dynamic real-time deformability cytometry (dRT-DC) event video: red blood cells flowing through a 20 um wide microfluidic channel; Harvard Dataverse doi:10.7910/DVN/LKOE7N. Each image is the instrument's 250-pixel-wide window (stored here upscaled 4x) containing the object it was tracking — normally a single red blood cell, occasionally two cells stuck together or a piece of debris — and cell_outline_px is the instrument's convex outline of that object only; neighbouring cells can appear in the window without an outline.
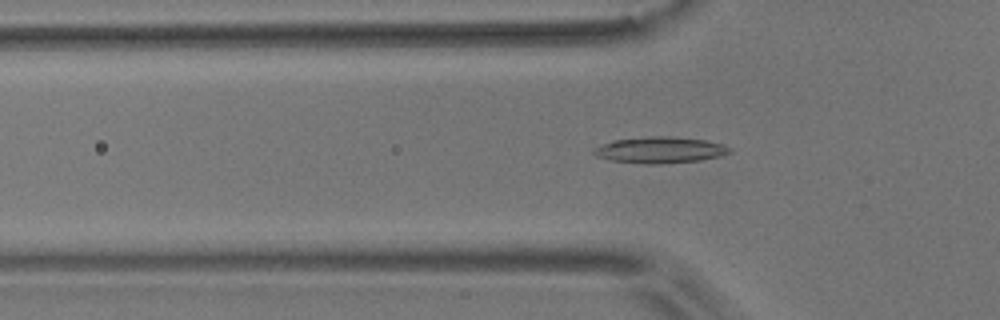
{"species": "common noctule bat (a hibernating species)", "species_latin": "Nyctalus noctula", "temperature_condition": "room temperature", "stored_images_in_passage": 56, "camera_frame_rate_fps": 3000, "um_per_image_px": 0.085, "animal": {"sex": "male", "body_mass_g": 17.9}, "frame": {"image": 1, "passage_image": 18, "time_ms": 5.667, "image_size_px": [1000, 320], "cell_outline_px": [[732, 152], [720, 156], [700, 160], [660, 164], [644, 164], [612, 160], [596, 156], [592, 152], [596, 148], [612, 140], [652, 136], [672, 136], [704, 140], [724, 144], [732, 148]], "centroid_in_image_um": [56.15, 12.75], "position_along_channel_um": 69.6, "area_um2": 20.75}}
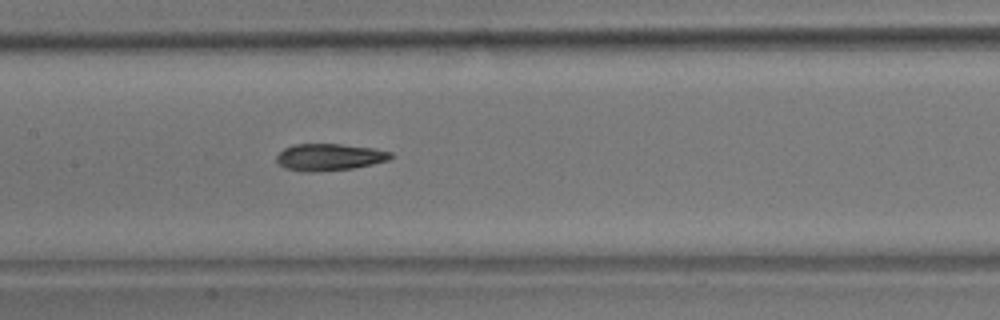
{"frame": {"image": 2, "passage_image": 27, "time_ms": 8.667, "image_size_px": [1000, 320], "cell_outline_px": [[392, 156], [388, 160], [372, 164], [352, 168], [312, 172], [304, 172], [284, 168], [276, 160], [276, 156], [284, 148], [296, 144], [340, 144], [376, 148], [392, 152]], "centroid_in_image_um": [27.99, 13.35], "position_along_channel_um": 179.4, "area_um2": 17.86}}
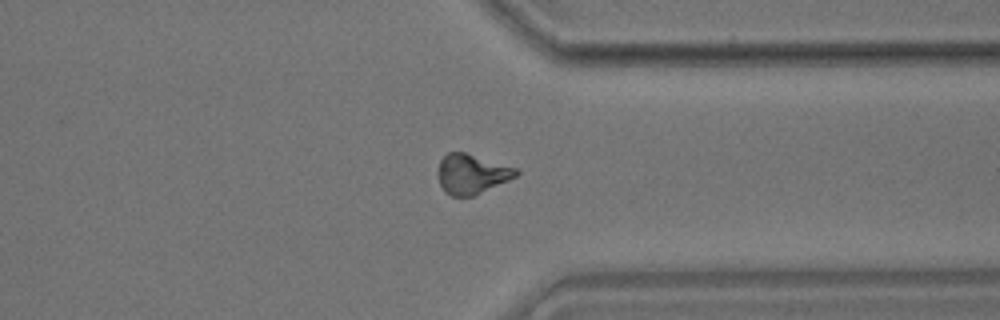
{"frame": {"image": 3, "passage_image": 43, "time_ms": 14.0, "image_size_px": [1000, 320], "cell_outline_px": [[520, 172], [516, 176], [508, 180], [472, 196], [452, 196], [444, 192], [440, 184], [436, 172], [440, 160], [448, 152], [464, 152], [516, 168]], "centroid_in_image_um": [40.04, 14.79], "position_along_channel_um": 371.4, "area_um2": 17.92}, "authors_computed_cell_mechanics": {"area_um2": 18.0336, "velocity_mm_per_s": 3.6377, "shape_relaxation_time_tau1_ms": 7.0001, "shape_relaxation_time_tau2_ms": 4.6345, "deformation_change_tau1": 0.1903, "deformation_change_tau2": 0.1254}}